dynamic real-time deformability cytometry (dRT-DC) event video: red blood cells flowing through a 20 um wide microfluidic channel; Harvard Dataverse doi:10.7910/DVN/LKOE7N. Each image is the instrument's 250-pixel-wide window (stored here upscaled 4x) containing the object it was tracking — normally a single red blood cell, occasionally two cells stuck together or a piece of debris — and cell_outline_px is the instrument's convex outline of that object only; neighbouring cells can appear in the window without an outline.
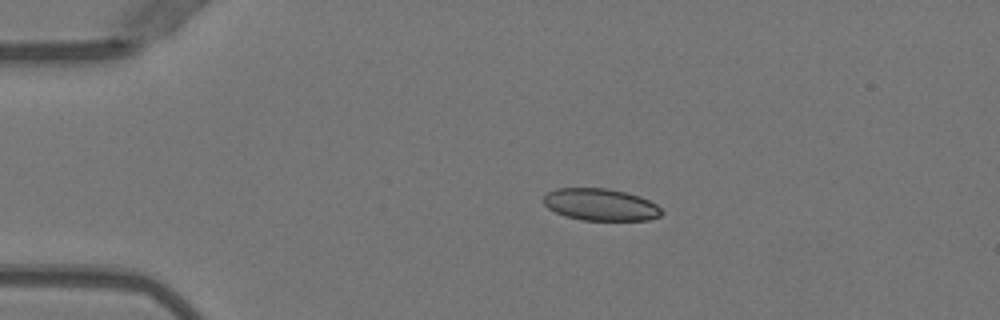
{"species": "Egyptian fruit bat (a non-hibernating species)", "species_latin": "Rousettus aegyptiacus", "temperature_condition": "warm", "stored_images_in_passage": 50, "camera_frame_rate_fps": 3000, "um_per_image_px": 0.085, "animal": {"sex": "female"}, "frame": {"image": 1, "passage_image": 10, "time_ms": 3.0, "image_size_px": [1000, 320], "cell_outline_px": [[664, 212], [660, 216], [648, 220], [580, 220], [564, 216], [548, 208], [544, 204], [544, 196], [548, 192], [556, 188], [608, 188], [640, 196], [656, 204]], "centroid_in_image_um": [51.05, 17.39], "position_along_channel_um": 34.0, "area_um2": 22.08}}
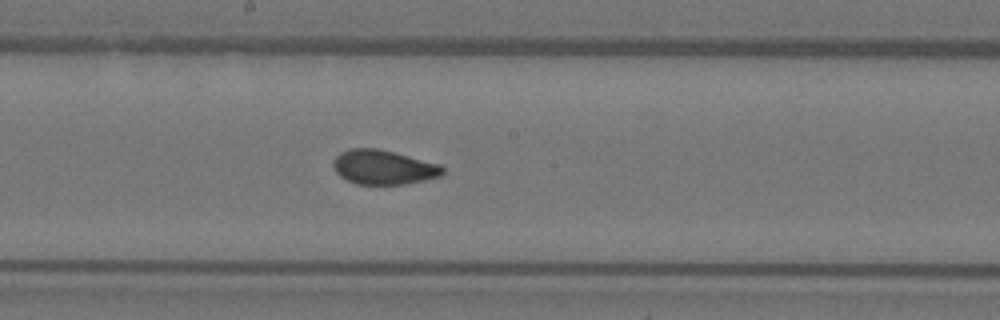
{"frame": {"image": 2, "passage_image": 27, "time_ms": 8.667, "image_size_px": [1000, 320], "cell_outline_px": [[444, 172], [440, 176], [424, 180], [404, 184], [356, 184], [340, 176], [336, 172], [332, 164], [332, 160], [340, 152], [348, 148], [376, 148], [440, 164], [444, 168]], "centroid_in_image_um": [32.56, 14.21], "position_along_channel_um": 215.6, "area_um2": 21.85}}
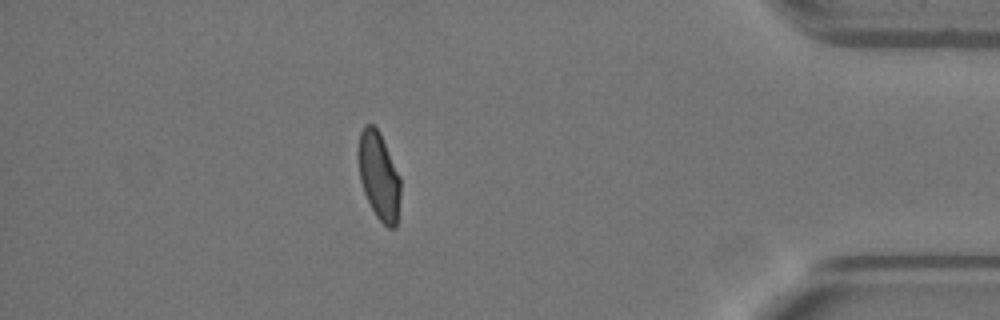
{"frame": {"image": 3, "passage_image": 44, "time_ms": 14.333, "image_size_px": [1000, 320], "cell_outline_px": [[400, 196], [396, 228], [388, 228], [376, 216], [364, 192], [360, 180], [356, 156], [356, 152], [360, 132], [364, 124], [372, 124], [380, 132], [400, 176]], "centroid_in_image_um": [32.18, 14.91], "position_along_channel_um": 403.0, "area_um2": 21.85}, "authors_computed_cell_mechanics": {"area_um2": 22.1663, "velocity_mm_per_s": 4.0267, "shape_relaxation_time_tau1_ms": null, "shape_relaxation_time_tau2_ms": 0.7637, "deformation_change_tau1": null, "deformation_change_tau2": 0.0501}}